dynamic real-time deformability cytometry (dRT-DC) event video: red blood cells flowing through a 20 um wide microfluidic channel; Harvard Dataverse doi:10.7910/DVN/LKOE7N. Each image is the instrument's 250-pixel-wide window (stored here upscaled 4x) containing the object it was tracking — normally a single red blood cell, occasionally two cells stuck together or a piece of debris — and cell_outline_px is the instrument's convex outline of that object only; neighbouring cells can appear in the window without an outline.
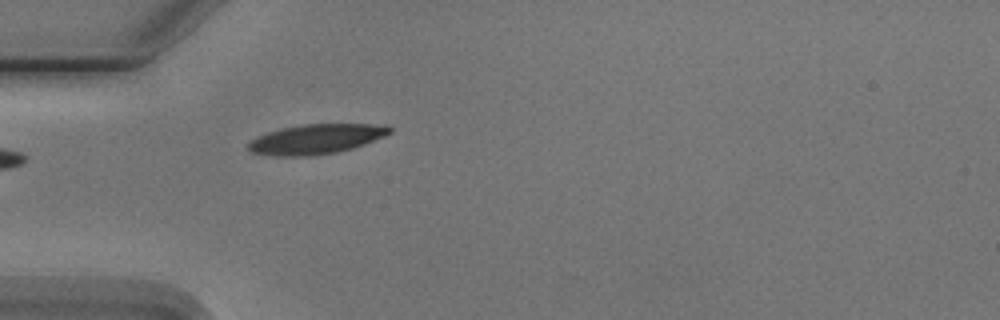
{"species": "Egyptian fruit bat (a non-hibernating species)", "species_latin": "Rousettus aegyptiacus", "temperature_condition": "cold", "stored_images_in_passage": 2, "camera_frame_rate_fps": 3000, "um_per_image_px": 0.085, "animal": {"sex": "male"}, "frame": {"image": 1, "passage_image": 2, "time_ms": 1.333, "image_size_px": [1000, 320], "cell_outline_px": [[392, 132], [384, 136], [352, 148], [336, 152], [312, 156], [276, 156], [252, 152], [248, 148], [248, 144], [252, 140], [268, 132], [284, 128], [304, 124], [372, 124], [392, 128]], "centroid_in_image_um": [26.86, 11.83], "position_along_channel_um": 58.1, "area_um2": 24.04}}